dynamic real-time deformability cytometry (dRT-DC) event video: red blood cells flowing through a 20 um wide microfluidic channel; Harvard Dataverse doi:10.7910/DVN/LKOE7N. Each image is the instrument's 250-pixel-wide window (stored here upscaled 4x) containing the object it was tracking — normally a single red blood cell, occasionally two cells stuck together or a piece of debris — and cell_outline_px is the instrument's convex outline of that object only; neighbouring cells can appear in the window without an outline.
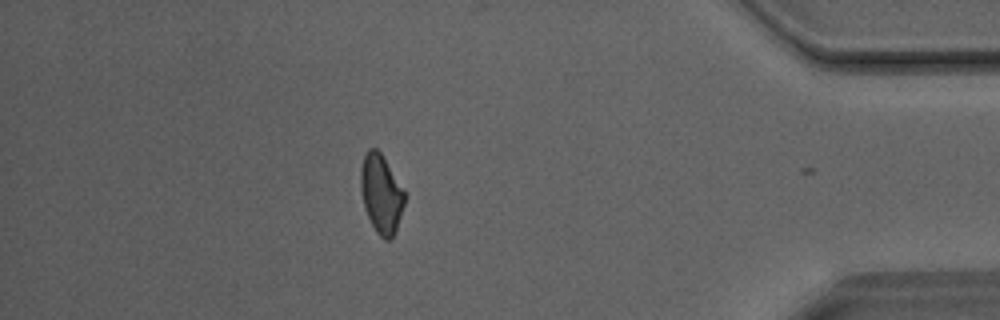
{"species": "Egyptian fruit bat (a non-hibernating species)", "species_latin": "Rousettus aegyptiacus", "temperature_condition": "room temperature", "stored_images_in_passage": 37, "camera_frame_rate_fps": 3000, "um_per_image_px": 0.085, "animal": {"sex": "male"}, "frame": {"image": 1, "passage_image": 36, "time_ms": 11.667, "image_size_px": [1000, 320], "cell_outline_px": [[404, 204], [396, 232], [392, 240], [384, 240], [376, 232], [364, 208], [360, 188], [360, 168], [364, 156], [368, 148], [376, 148], [380, 152], [404, 188]], "centroid_in_image_um": [32.4, 16.49], "position_along_channel_um": 402.8, "area_um2": 20.29}}